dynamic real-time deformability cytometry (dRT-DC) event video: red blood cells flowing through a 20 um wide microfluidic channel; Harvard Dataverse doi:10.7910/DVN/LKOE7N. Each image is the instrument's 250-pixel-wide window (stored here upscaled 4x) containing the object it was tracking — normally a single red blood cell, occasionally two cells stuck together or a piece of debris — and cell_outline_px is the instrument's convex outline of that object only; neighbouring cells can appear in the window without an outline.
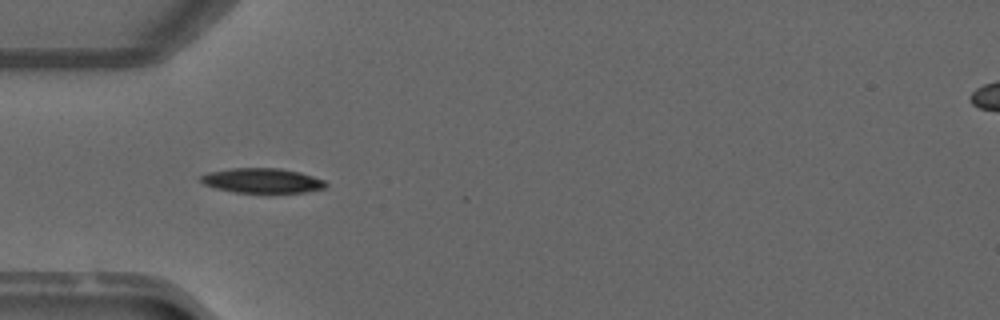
{"species": "common noctule bat (a hibernating species)", "species_latin": "Nyctalus noctula", "temperature_condition": "warm", "stored_images_in_passage": 25, "camera_frame_rate_fps": 3000, "um_per_image_px": 0.085, "animal": {"sex": "male", "forearm_length_mm": 52.5}, "frame": {"image": 1, "passage_image": 1, "time_ms": 0.0, "image_size_px": [1000, 320], "cell_outline_px": [[328, 184], [324, 188], [304, 192], [236, 192], [216, 188], [204, 184], [200, 180], [200, 176], [208, 172], [232, 168], [280, 168], [300, 172], [324, 180]], "centroid_in_image_um": [22.28, 15.34], "position_along_channel_um": 62.7, "area_um2": 17.86}}
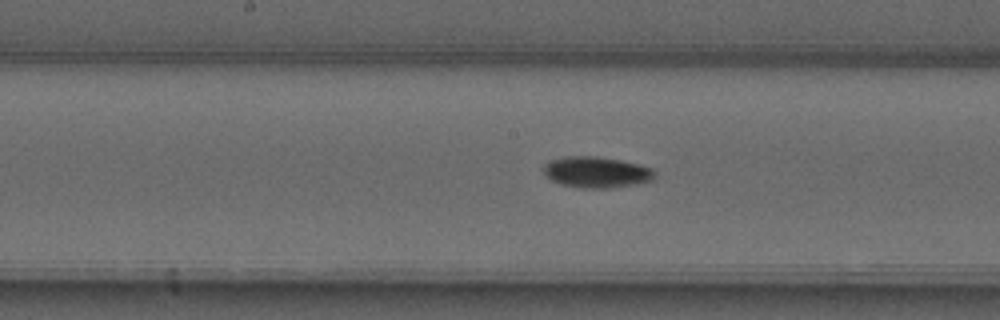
{"frame": {"image": 2, "passage_image": 11, "time_ms": 3.333, "image_size_px": [1000, 320], "cell_outline_px": [[656, 180], [636, 184], [612, 188], [580, 188], [560, 184], [552, 180], [544, 172], [544, 164], [552, 160], [568, 156], [596, 156], [620, 160], [652, 168], [656, 172]], "centroid_in_image_um": [50.75, 14.65], "position_along_channel_um": 197.4, "area_um2": 20.17}}
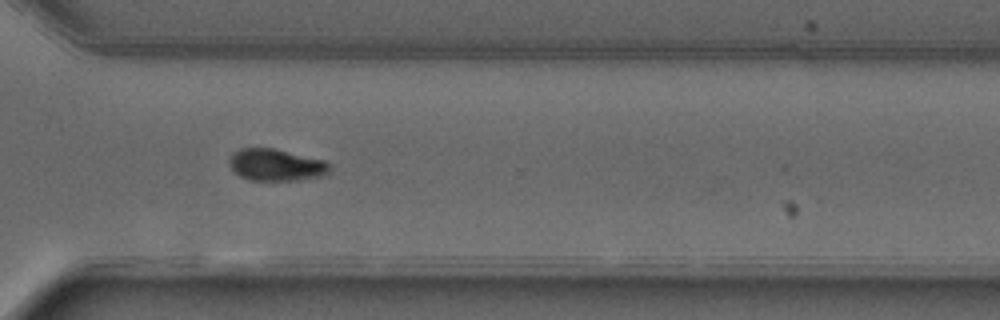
{"frame": {"image": 3, "passage_image": 22, "time_ms": 7.0, "image_size_px": [1000, 320], "cell_outline_px": [[328, 172], [324, 176], [296, 180], [248, 180], [240, 176], [228, 164], [228, 160], [240, 148], [272, 148], [324, 160], [328, 164]], "centroid_in_image_um": [23.44, 14.02], "position_along_channel_um": 347.2, "area_um2": 18.38}, "authors_computed_cell_mechanics": {"area_um2": 19.363, "velocity_mm_per_s": 4.0885, "shape_relaxation_time_tau1_ms": 4.8292, "shape_relaxation_time_tau2_ms": null, "deformation_change_tau1": 0.1684, "deformation_change_tau2": null}}